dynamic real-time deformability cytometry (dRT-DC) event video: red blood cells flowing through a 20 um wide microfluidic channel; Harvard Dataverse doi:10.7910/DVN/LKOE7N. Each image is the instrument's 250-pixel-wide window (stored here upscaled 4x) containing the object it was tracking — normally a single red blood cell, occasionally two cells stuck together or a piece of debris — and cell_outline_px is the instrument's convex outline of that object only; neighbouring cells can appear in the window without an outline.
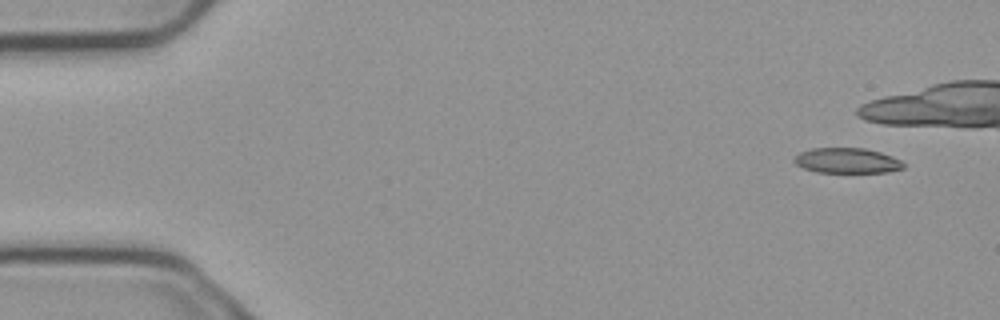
{"species": "common noctule bat (a hibernating species)", "species_latin": "Nyctalus noctula", "temperature_condition": "cold", "stored_images_in_passage": 7, "camera_frame_rate_fps": 3000, "um_per_image_px": 0.085, "animal": {"sex": "male", "body_mass_g": 23.1, "forearm_length_mm": 52.7}, "frame": {"image": 1, "passage_image": 1, "time_ms": 0.0, "image_size_px": [1000, 320], "cell_outline_px": [[904, 168], [888, 172], [816, 172], [804, 168], [796, 164], [792, 160], [800, 152], [812, 148], [864, 148], [880, 152], [892, 156], [900, 160], [904, 164]], "centroid_in_image_um": [71.99, 13.65], "position_along_channel_um": 13.0, "area_um2": 16.01}}